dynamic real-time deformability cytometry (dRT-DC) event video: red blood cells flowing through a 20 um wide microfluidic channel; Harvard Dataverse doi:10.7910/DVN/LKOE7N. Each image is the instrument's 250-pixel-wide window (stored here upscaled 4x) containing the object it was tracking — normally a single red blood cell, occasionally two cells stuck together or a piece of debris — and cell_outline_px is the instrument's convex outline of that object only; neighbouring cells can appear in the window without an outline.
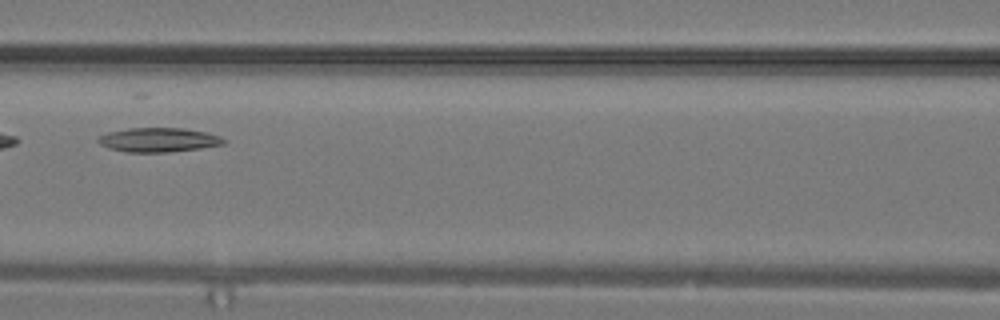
{"species": "common noctule bat (a hibernating species)", "species_latin": "Nyctalus noctula", "temperature_condition": "warm", "stored_images_in_passage": 24, "camera_frame_rate_fps": 3000, "um_per_image_px": 0.085, "animal": {"sex": "male", "body_mass_g": 19.2, "forearm_length_mm": 51.8}, "frame": {"image": 1, "passage_image": 7, "time_ms": 2.0, "image_size_px": [1000, 320], "cell_outline_px": [[228, 140], [224, 144], [200, 148], [168, 152], [128, 152], [108, 148], [100, 144], [96, 140], [96, 136], [108, 132], [128, 128], [184, 128], [204, 132], [220, 136]], "centroid_in_image_um": [13.44, 11.88], "position_along_channel_um": 153.2, "area_um2": 17.8}}
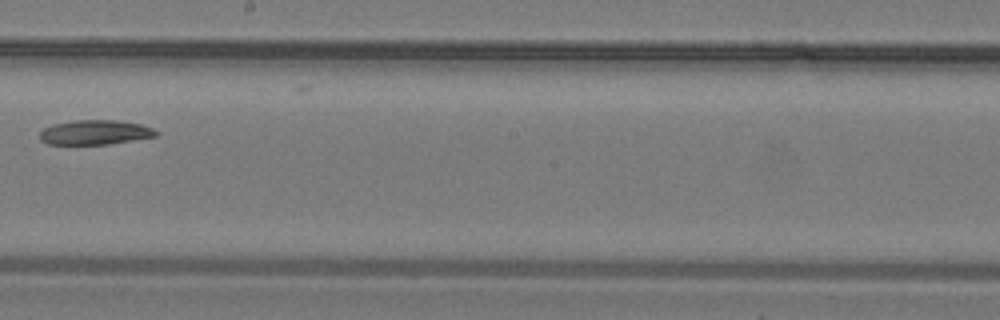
{"frame": {"image": 2, "passage_image": 11, "time_ms": 3.333, "image_size_px": [1000, 320], "cell_outline_px": [[160, 132], [156, 136], [108, 144], [48, 144], [40, 140], [40, 132], [44, 128], [52, 124], [76, 120], [120, 120], [140, 124], [152, 128]], "centroid_in_image_um": [8.07, 11.24], "position_along_channel_um": 240.1, "area_um2": 16.65}}
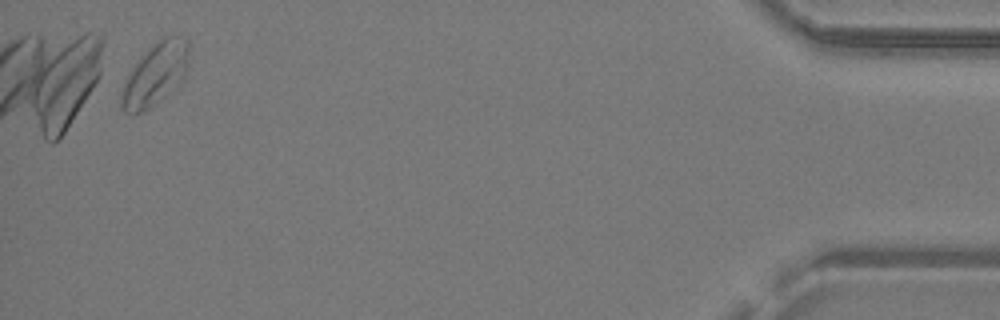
{"frame": {"image": 3, "passage_image": 23, "time_ms": 7.333, "image_size_px": [1000, 320], "cell_outline_px": [[188, 64], [176, 88], [148, 108], [132, 116], [124, 112], [120, 108], [120, 88], [128, 72], [140, 56], [160, 36], [176, 36], [188, 40]], "centroid_in_image_um": [13.12, 6.31], "position_along_channel_um": 422.1, "area_um2": 24.85}}